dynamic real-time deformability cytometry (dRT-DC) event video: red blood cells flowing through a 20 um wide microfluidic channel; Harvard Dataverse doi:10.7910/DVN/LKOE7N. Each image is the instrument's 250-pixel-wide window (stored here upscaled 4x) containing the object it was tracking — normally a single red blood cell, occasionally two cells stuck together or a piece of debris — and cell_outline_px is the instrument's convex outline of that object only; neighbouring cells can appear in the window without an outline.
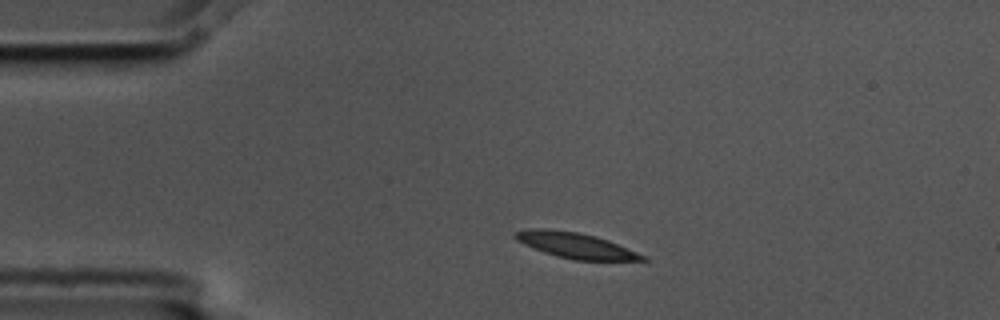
{"species": "common noctule bat (a hibernating species)", "species_latin": "Nyctalus noctula", "temperature_condition": "cold", "stored_images_in_passage": 6, "camera_frame_rate_fps": 3000, "um_per_image_px": 0.085, "animal": {"sex": "male", "body_mass_g": 17.5, "forearm_length_mm": 52.3}, "frame": {"image": 1, "passage_image": 2, "time_ms": 0.333, "image_size_px": [1000, 320], "cell_outline_px": [[648, 260], [572, 260], [556, 256], [544, 252], [524, 244], [516, 240], [512, 236], [516, 232], [532, 228], [544, 228], [576, 232], [596, 236], [608, 240], [648, 256]], "centroid_in_image_um": [48.94, 20.86], "position_along_channel_um": 36.1, "area_um2": 18.9}}
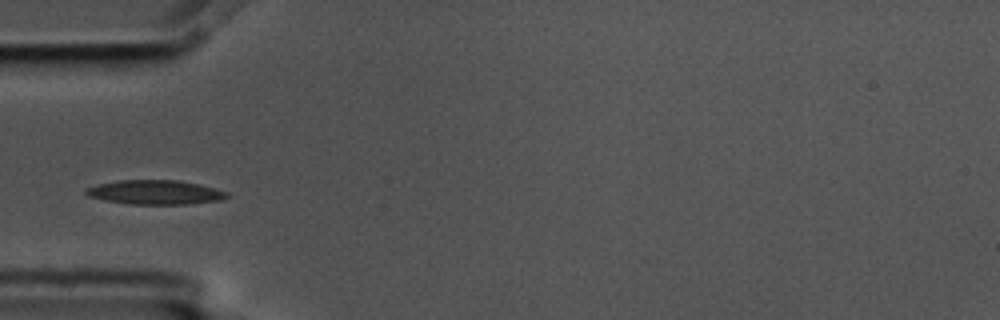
{"frame": {"image": 2, "passage_image": 4, "time_ms": 1.0, "image_size_px": [1000, 320], "cell_outline_px": [[232, 196], [224, 200], [188, 204], [132, 204], [104, 200], [88, 196], [84, 192], [84, 188], [96, 184], [120, 180], [176, 180], [216, 188], [228, 192]], "centroid_in_image_um": [13.21, 16.35], "position_along_channel_um": 71.8, "area_um2": 20.11}}